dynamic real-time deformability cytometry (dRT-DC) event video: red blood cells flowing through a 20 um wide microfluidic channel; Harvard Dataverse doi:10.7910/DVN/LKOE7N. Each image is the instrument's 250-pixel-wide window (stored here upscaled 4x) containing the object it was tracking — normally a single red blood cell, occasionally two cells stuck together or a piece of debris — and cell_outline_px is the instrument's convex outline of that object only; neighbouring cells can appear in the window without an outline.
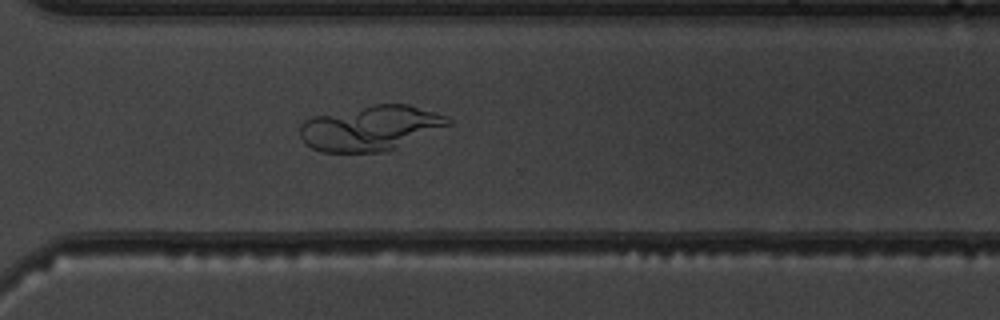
{"species": "common noctule bat (a hibernating species)", "species_latin": "Nyctalus noctula", "temperature_condition": "warm", "stored_images_in_passage": 46, "camera_frame_rate_fps": 3000, "um_per_image_px": 0.085, "animal": {"sex": "male", "body_mass_g": 19.5, "forearm_length_mm": 54.6}, "frame": {"image": 1, "passage_image": 33, "time_ms": 10.667, "image_size_px": [1000, 320], "cell_outline_px": [[452, 124], [384, 152], [320, 152], [304, 144], [300, 136], [300, 124], [304, 120], [312, 116], [372, 104], [408, 104], [448, 116], [452, 120]], "centroid_in_image_um": [31.45, 10.88], "position_along_channel_um": 339.2, "area_um2": 38.96}}